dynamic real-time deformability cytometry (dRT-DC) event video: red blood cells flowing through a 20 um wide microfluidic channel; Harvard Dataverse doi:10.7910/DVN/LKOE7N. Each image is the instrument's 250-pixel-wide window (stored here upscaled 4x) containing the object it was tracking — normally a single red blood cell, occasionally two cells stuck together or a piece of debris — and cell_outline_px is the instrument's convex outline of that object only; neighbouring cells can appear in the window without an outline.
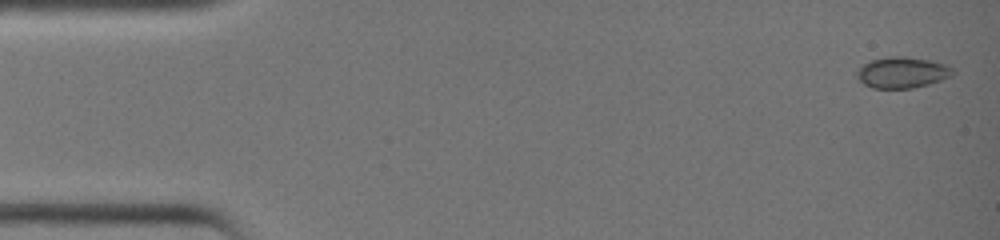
{"species": "common noctule bat (a hibernating species)", "species_latin": "Nyctalus noctula", "temperature_condition": "warm", "stored_images_in_passage": 39, "camera_frame_rate_fps": 3000, "um_per_image_px": 0.085, "animal": {"sex": "female", "body_mass_g": 19.0, "forearm_length_mm": 51.5}, "frame": {"image": 1, "passage_image": 1, "time_ms": 0.0, "image_size_px": [1000, 240], "cell_outline_px": [[956, 72], [952, 76], [928, 84], [912, 88], [872, 88], [864, 84], [856, 76], [856, 72], [864, 64], [872, 60], [892, 56], [904, 56], [928, 60], [944, 64], [952, 68]], "centroid_in_image_um": [76.69, 6.17], "position_along_channel_um": 8.3, "area_um2": 17.17}}
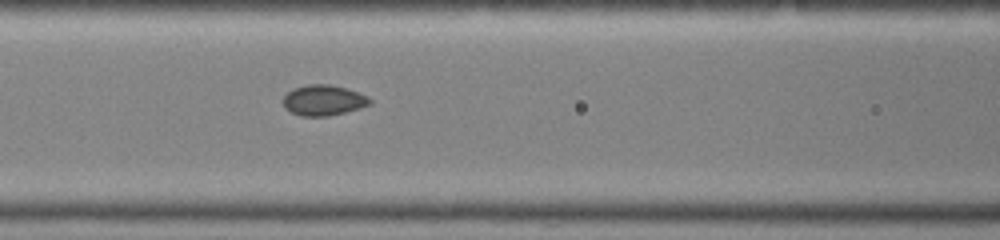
{"frame": {"image": 2, "passage_image": 17, "time_ms": 5.333, "image_size_px": [1000, 240], "cell_outline_px": [[372, 104], [360, 108], [328, 116], [300, 116], [284, 108], [284, 96], [292, 88], [308, 84], [328, 84], [348, 88], [368, 96], [372, 100]], "centroid_in_image_um": [27.52, 8.51], "position_along_channel_um": 139.1, "area_um2": 15.55}}
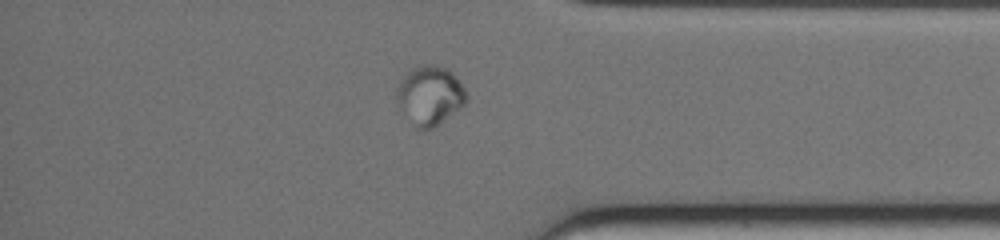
{"frame": {"image": 3, "passage_image": 33, "time_ms": 10.667, "image_size_px": [1000, 240], "cell_outline_px": [[464, 104], [460, 108], [432, 128], [416, 128], [400, 108], [396, 100], [396, 96], [400, 80], [408, 68], [420, 64], [432, 64], [444, 68], [452, 72], [464, 88]], "centroid_in_image_um": [36.48, 8.07], "position_along_channel_um": 398.7, "area_um2": 23.58}}